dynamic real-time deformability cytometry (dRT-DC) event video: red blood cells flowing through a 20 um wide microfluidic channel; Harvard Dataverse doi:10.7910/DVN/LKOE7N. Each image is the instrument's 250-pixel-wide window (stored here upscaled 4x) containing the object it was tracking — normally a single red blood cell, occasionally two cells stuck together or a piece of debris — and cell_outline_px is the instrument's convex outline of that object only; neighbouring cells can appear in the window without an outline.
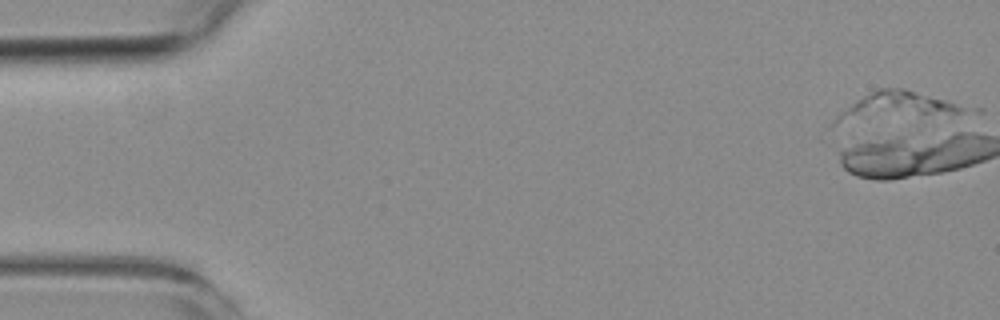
{"species": "common noctule bat (a hibernating species)", "species_latin": "Nyctalus noctula", "temperature_condition": "room temperature", "stored_images_in_passage": 4, "camera_frame_rate_fps": 3000, "um_per_image_px": 0.085, "animal": {"sex": "female", "body_mass_g": 19.3, "forearm_length_mm": 54.1}, "frame": {"image": 1, "passage_image": 1, "time_ms": 0.0, "image_size_px": [1000, 320], "cell_outline_px": [[964, 108], [960, 112], [920, 128], [828, 128], [836, 116], [856, 100], [880, 88], [904, 88], [944, 100], [956, 104]], "centroid_in_image_um": [76.04, 9.39], "position_along_channel_um": 9.0, "area_um2": 26.59}}